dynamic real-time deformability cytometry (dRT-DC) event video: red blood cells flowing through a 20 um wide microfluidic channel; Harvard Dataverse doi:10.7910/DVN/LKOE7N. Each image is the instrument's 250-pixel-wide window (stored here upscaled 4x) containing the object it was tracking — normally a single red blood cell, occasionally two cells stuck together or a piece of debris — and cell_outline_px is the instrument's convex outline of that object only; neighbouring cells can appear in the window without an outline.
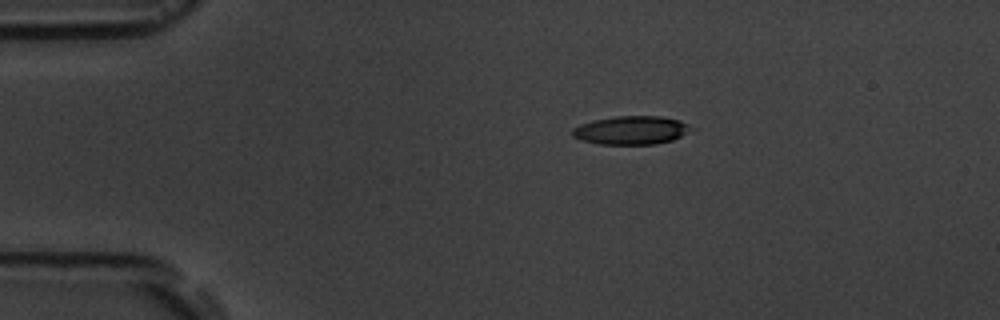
{"species": "common noctule bat (a hibernating species)", "species_latin": "Nyctalus noctula", "temperature_condition": "room temperature", "stored_images_in_passage": 5, "camera_frame_rate_fps": 3000, "um_per_image_px": 0.085, "animal": {"sex": "male", "body_mass_g": 19.5, "forearm_length_mm": 54.6}, "frame": {"image": 1, "passage_image": 1, "time_ms": 0.0, "image_size_px": [1000, 320], "cell_outline_px": [[696, 128], [672, 140], [656, 144], [600, 144], [580, 140], [572, 136], [572, 128], [580, 124], [596, 120], [616, 116], [660, 116], [680, 120]], "centroid_in_image_um": [53.67, 11.07], "position_along_channel_um": 31.3, "area_um2": 19.71}}
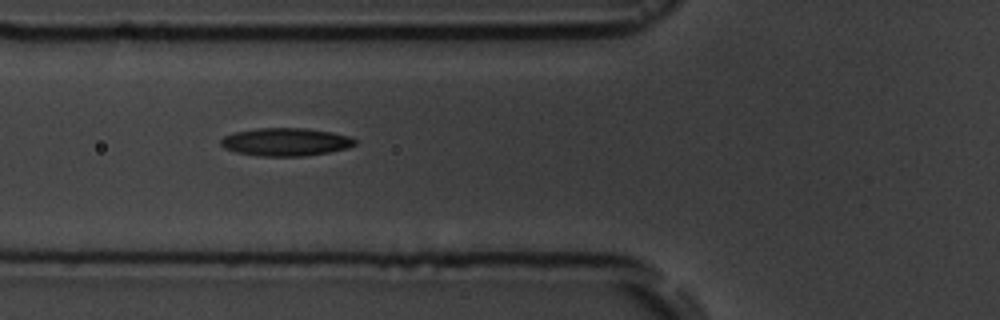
{"frame": {"image": 2, "passage_image": 4, "time_ms": 3.333, "image_size_px": [1000, 320], "cell_outline_px": [[356, 144], [348, 148], [328, 152], [304, 156], [260, 156], [236, 152], [224, 148], [220, 144], [220, 140], [224, 136], [232, 132], [256, 128], [304, 128], [332, 132], [348, 136], [356, 140]], "centroid_in_image_um": [24.25, 12.06], "position_along_channel_um": 101.5, "area_um2": 21.91}}
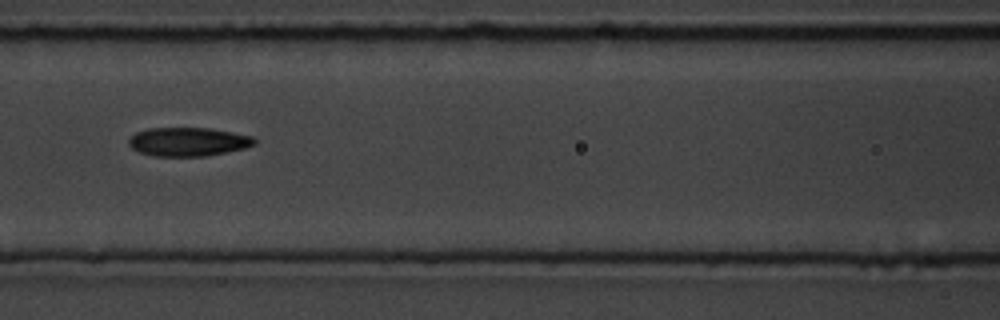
{"frame": {"image": 3, "passage_image": 5, "time_ms": 4.667, "image_size_px": [1000, 320], "cell_outline_px": [[256, 144], [244, 148], [228, 152], [204, 156], [152, 156], [140, 152], [132, 148], [128, 144], [128, 140], [136, 132], [148, 128], [208, 128], [252, 136], [256, 140]], "centroid_in_image_um": [15.98, 12.05], "position_along_channel_um": 150.6, "area_um2": 20.98}}